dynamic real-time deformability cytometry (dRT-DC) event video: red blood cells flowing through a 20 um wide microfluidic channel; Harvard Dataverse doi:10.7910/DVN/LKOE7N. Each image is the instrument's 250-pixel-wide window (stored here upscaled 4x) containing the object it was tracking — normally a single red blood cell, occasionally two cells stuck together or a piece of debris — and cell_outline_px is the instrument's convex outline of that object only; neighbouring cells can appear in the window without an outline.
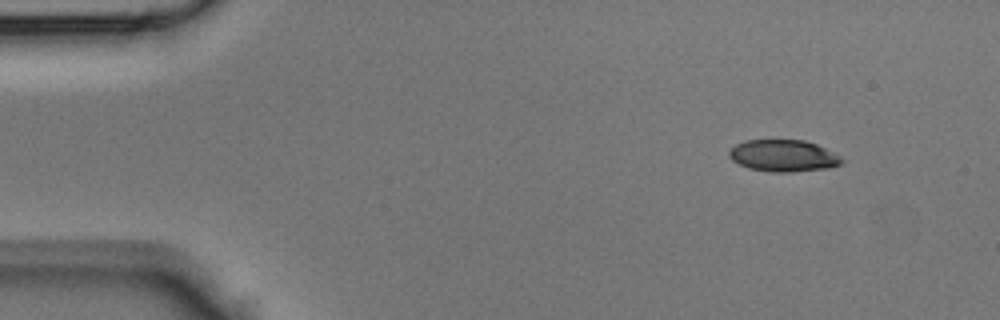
{"species": "Egyptian fruit bat (a non-hibernating species)", "species_latin": "Rousettus aegyptiacus", "temperature_condition": "room temperature", "stored_images_in_passage": 39, "camera_frame_rate_fps": 3000, "um_per_image_px": 0.085, "animal": {"sex": "male"}, "frame": {"image": 1, "passage_image": 1, "time_ms": 0.0, "image_size_px": [1000, 320], "cell_outline_px": [[844, 160], [840, 164], [828, 168], [792, 172], [772, 172], [748, 168], [732, 160], [728, 156], [728, 152], [736, 144], [744, 140], [804, 140], [816, 144], [840, 156]], "centroid_in_image_um": [66.56, 13.24], "position_along_channel_um": 18.4, "area_um2": 20.81}}
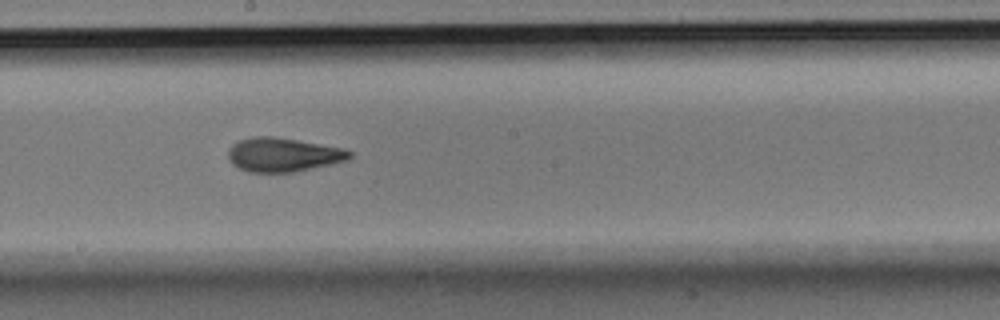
{"frame": {"image": 2, "passage_image": 20, "time_ms": 6.333, "image_size_px": [1000, 320], "cell_outline_px": [[352, 156], [348, 160], [292, 172], [248, 172], [232, 164], [228, 156], [228, 148], [232, 144], [240, 140], [256, 136], [272, 136], [344, 148], [352, 152]], "centroid_in_image_um": [24.05, 13.15], "position_along_channel_um": 224.2, "area_um2": 23.81}}
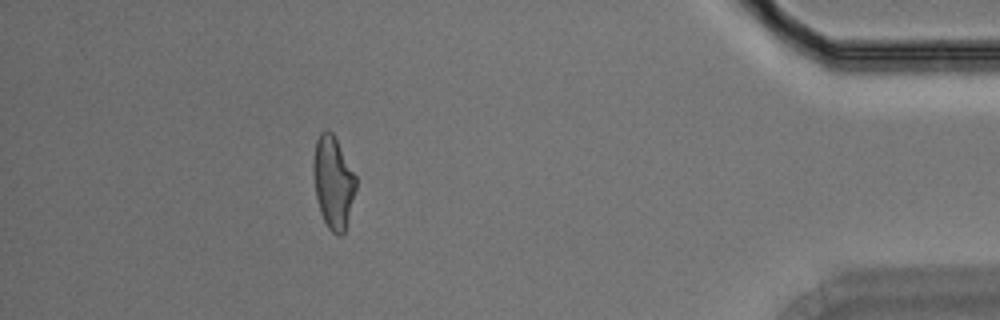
{"frame": {"image": 3, "passage_image": 35, "time_ms": 11.333, "image_size_px": [1000, 320], "cell_outline_px": [[356, 188], [344, 232], [340, 236], [336, 236], [328, 228], [320, 212], [316, 196], [312, 172], [312, 160], [316, 140], [320, 132], [332, 132], [356, 176]], "centroid_in_image_um": [28.29, 15.5], "position_along_channel_um": 406.9, "area_um2": 22.72}}